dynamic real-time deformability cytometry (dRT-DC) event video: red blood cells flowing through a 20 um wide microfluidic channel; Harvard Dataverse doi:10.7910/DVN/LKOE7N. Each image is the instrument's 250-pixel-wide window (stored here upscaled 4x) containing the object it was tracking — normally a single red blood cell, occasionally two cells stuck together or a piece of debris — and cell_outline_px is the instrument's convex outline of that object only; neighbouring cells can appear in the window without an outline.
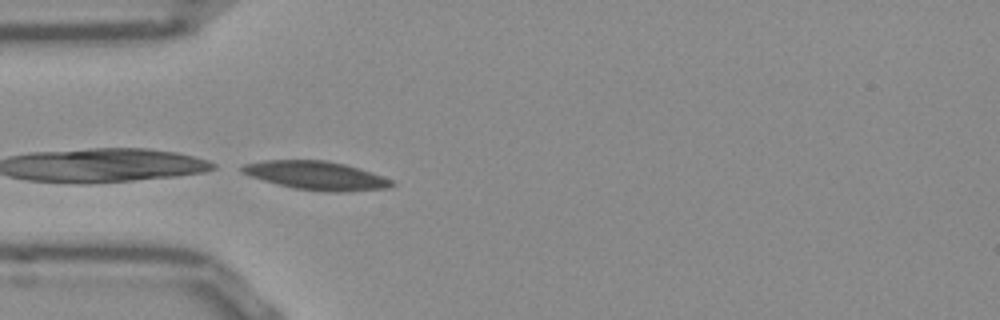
{"species": "Egyptian fruit bat (a non-hibernating species)", "species_latin": "Rousettus aegyptiacus", "temperature_condition": "room temperature", "stored_images_in_passage": 5, "camera_frame_rate_fps": 3000, "um_per_image_px": 0.085, "frame": {"image": 1, "passage_image": 5, "time_ms": 1.333, "image_size_px": [1000, 320], "cell_outline_px": [[396, 184], [388, 188], [344, 192], [328, 192], [292, 188], [276, 184], [240, 172], [240, 168], [244, 164], [264, 160], [324, 160], [344, 164], [360, 168], [392, 180]], "centroid_in_image_um": [26.89, 14.92], "position_along_channel_um": 58.1, "area_um2": 24.91}}